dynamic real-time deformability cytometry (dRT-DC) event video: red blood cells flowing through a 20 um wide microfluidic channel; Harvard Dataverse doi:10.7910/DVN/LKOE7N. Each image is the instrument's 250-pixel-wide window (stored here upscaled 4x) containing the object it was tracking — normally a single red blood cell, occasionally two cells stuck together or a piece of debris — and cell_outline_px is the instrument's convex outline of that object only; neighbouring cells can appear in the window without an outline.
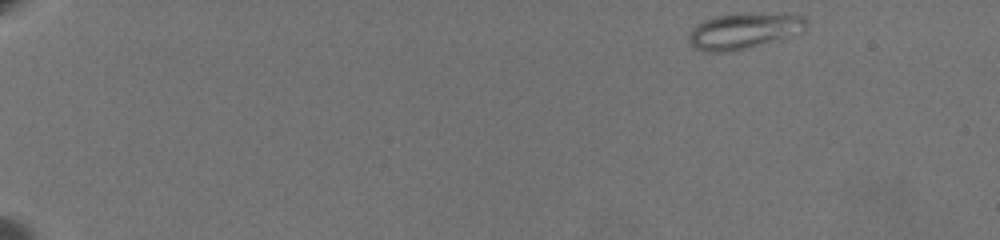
{"species": "common noctule bat (a hibernating species)", "species_latin": "Nyctalus noctula", "temperature_condition": "warm", "stored_images_in_passage": 58, "camera_frame_rate_fps": 3000, "um_per_image_px": 0.085, "animal": {"sex": "female", "body_mass_g": 19.5, "forearm_length_mm": 54.1}, "frame": {"image": 1, "passage_image": 1, "time_ms": 0.0, "image_size_px": [1000, 240], "cell_outline_px": [[808, 28], [804, 32], [748, 48], [732, 52], [704, 52], [696, 48], [688, 40], [688, 36], [704, 20], [716, 16], [736, 12], [752, 12], [804, 16], [808, 20]], "centroid_in_image_um": [63.3, 2.61], "position_along_channel_um": 21.7, "area_um2": 24.8}}
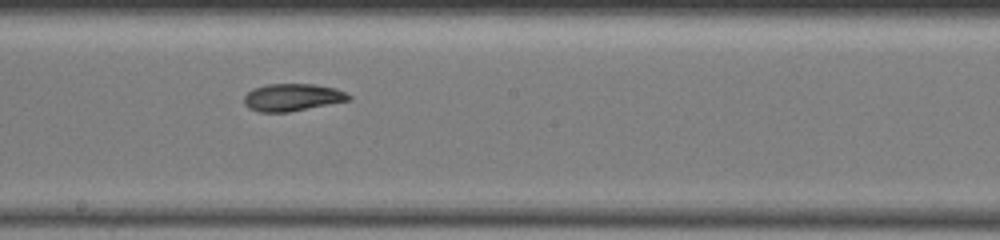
{"frame": {"image": 2, "passage_image": 33, "time_ms": 10.667, "image_size_px": [1000, 240], "cell_outline_px": [[352, 100], [288, 112], [260, 112], [248, 108], [244, 104], [244, 96], [252, 88], [268, 84], [312, 84], [336, 88], [352, 96]], "centroid_in_image_um": [24.85, 8.27], "position_along_channel_um": 223.4, "area_um2": 16.76}}
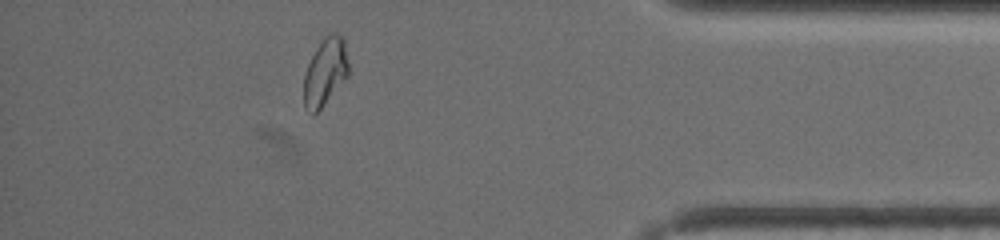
{"frame": {"image": 3, "passage_image": 52, "time_ms": 17.0, "image_size_px": [1000, 240], "cell_outline_px": [[348, 76], [320, 108], [316, 112], [312, 112], [304, 108], [304, 76], [308, 64], [316, 48], [324, 36], [328, 32], [336, 32], [344, 36], [348, 64]], "centroid_in_image_um": [27.66, 6.04], "position_along_channel_um": 407.5, "area_um2": 17.46}, "authors_computed_cell_mechanics": {"area_um2": 17.918, "velocity_mm_per_s": 3.3643, "shape_relaxation_time_tau1_ms": 5.854, "shape_relaxation_time_tau2_ms": 3.1201, "deformation_change_tau1": 0.1701, "deformation_change_tau2": 0.0668}}